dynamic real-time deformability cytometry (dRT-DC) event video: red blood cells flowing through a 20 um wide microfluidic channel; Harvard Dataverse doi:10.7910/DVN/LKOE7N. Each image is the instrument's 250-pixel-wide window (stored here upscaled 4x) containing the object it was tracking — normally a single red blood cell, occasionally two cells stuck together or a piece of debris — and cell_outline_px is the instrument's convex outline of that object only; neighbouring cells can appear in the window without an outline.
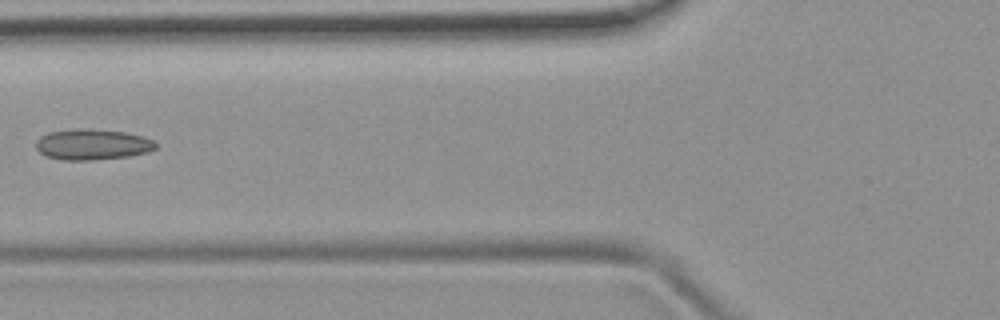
{"species": "common noctule bat (a hibernating species)", "species_latin": "Nyctalus noctula", "temperature_condition": "room temperature", "stored_images_in_passage": 3, "camera_frame_rate_fps": 3000, "um_per_image_px": 0.085, "animal": {"sex": "female", "body_mass_g": 19.9}, "frame": {"image": 1, "passage_image": 3, "time_ms": 2.333, "image_size_px": [1000, 320], "cell_outline_px": [[156, 148], [148, 152], [128, 156], [92, 160], [64, 160], [44, 156], [36, 148], [36, 140], [40, 136], [48, 132], [76, 128], [124, 132], [144, 136], [152, 140], [156, 144]], "centroid_in_image_um": [7.82, 12.28], "position_along_channel_um": 118.0, "area_um2": 21.44}}